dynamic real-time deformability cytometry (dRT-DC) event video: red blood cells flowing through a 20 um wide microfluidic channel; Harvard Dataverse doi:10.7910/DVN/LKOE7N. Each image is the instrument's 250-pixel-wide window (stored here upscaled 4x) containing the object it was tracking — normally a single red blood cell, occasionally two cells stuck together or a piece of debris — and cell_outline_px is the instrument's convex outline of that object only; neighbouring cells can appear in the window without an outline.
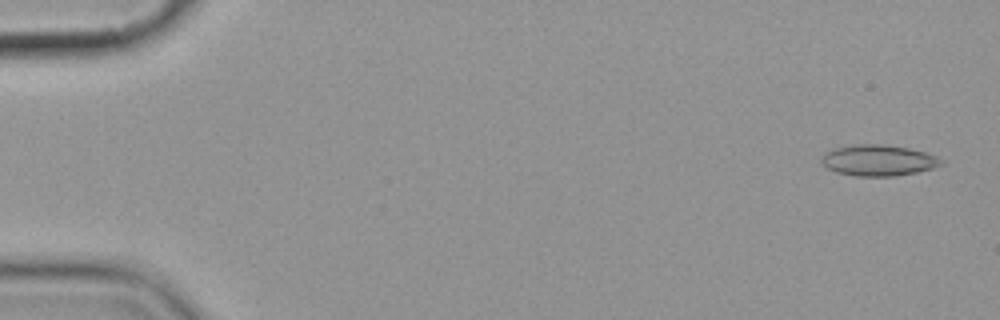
{"species": "common noctule bat (a hibernating species)", "species_latin": "Nyctalus noctula", "temperature_condition": "cold", "stored_images_in_passage": 5, "camera_frame_rate_fps": 3000, "um_per_image_px": 0.085, "animal": {"sex": "female", "body_mass_g": 19.9}, "frame": {"image": 1, "passage_image": 1, "time_ms": 0.0, "image_size_px": [1000, 320], "cell_outline_px": [[944, 164], [932, 168], [916, 172], [896, 176], [856, 176], [836, 172], [828, 168], [820, 160], [832, 148], [852, 144], [884, 144], [908, 148], [928, 152], [944, 160]], "centroid_in_image_um": [74.7, 13.62], "position_along_channel_um": 10.3, "area_um2": 21.73}}
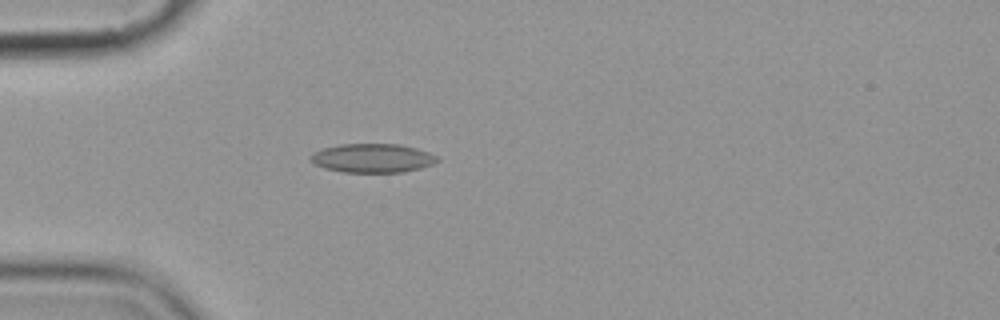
{"frame": {"image": 2, "passage_image": 5, "time_ms": 4.667, "image_size_px": [1000, 320], "cell_outline_px": [[440, 160], [432, 164], [420, 168], [400, 172], [344, 172], [324, 168], [316, 164], [308, 156], [312, 152], [324, 148], [340, 144], [400, 144], [416, 148], [428, 152], [436, 156]], "centroid_in_image_um": [31.65, 13.43], "position_along_channel_um": 53.4, "area_um2": 21.21}}